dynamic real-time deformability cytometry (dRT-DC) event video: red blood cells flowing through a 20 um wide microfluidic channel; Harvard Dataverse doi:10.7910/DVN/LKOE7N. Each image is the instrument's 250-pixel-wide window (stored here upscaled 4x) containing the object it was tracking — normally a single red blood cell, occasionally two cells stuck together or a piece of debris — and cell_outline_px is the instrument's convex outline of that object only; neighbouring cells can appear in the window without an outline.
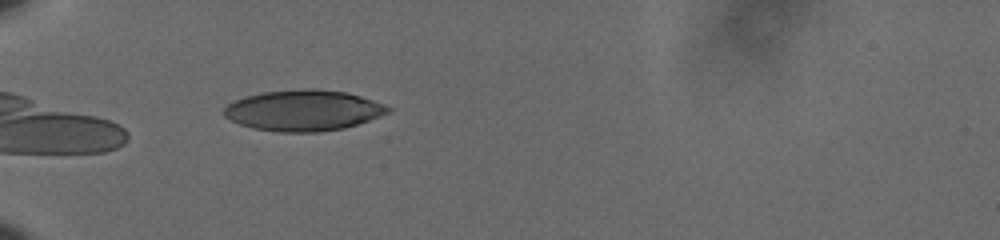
{"species": "human", "species_latin": "Homo sapiens", "temperature_condition": "cold", "stored_images_in_passage": 26, "camera_frame_rate_fps": 3000, "um_per_image_px": 0.085, "donor": {"sex": "male"}, "frame": {"image": 1, "passage_image": 3, "time_ms": 0.667, "image_size_px": [1000, 240], "cell_outline_px": [[392, 108], [388, 112], [380, 116], [344, 128], [316, 132], [280, 132], [252, 128], [240, 124], [224, 116], [224, 108], [228, 104], [244, 96], [264, 92], [308, 88], [316, 88], [348, 92], [384, 104]], "centroid_in_image_um": [25.78, 9.38], "position_along_channel_um": 59.2, "area_um2": 38.9}}
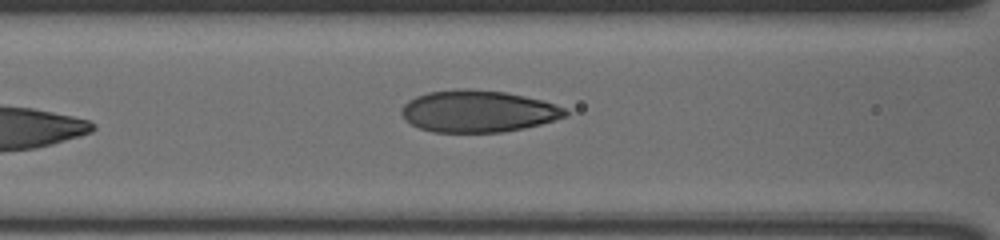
{"frame": {"image": 2, "passage_image": 10, "time_ms": 3.0, "image_size_px": [1000, 240], "cell_outline_px": [[568, 116], [540, 124], [524, 128], [500, 132], [432, 132], [420, 128], [404, 120], [400, 112], [400, 108], [408, 100], [416, 96], [428, 92], [456, 88], [468, 88], [504, 92], [524, 96], [540, 100], [564, 108], [568, 112]], "centroid_in_image_um": [40.58, 9.45], "position_along_channel_um": 126.0, "area_um2": 40.0}}
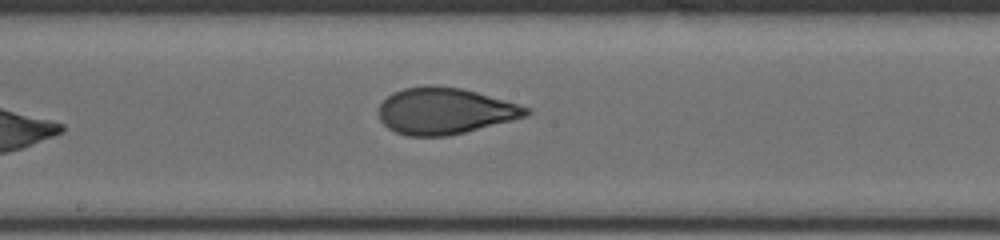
{"frame": {"image": 3, "passage_image": 17, "time_ms": 5.333, "image_size_px": [1000, 240], "cell_outline_px": [[532, 112], [528, 116], [448, 136], [408, 136], [396, 132], [388, 128], [380, 120], [380, 104], [392, 92], [404, 88], [460, 88], [476, 92], [532, 108]], "centroid_in_image_um": [37.84, 9.47], "position_along_channel_um": 210.4, "area_um2": 38.96}}